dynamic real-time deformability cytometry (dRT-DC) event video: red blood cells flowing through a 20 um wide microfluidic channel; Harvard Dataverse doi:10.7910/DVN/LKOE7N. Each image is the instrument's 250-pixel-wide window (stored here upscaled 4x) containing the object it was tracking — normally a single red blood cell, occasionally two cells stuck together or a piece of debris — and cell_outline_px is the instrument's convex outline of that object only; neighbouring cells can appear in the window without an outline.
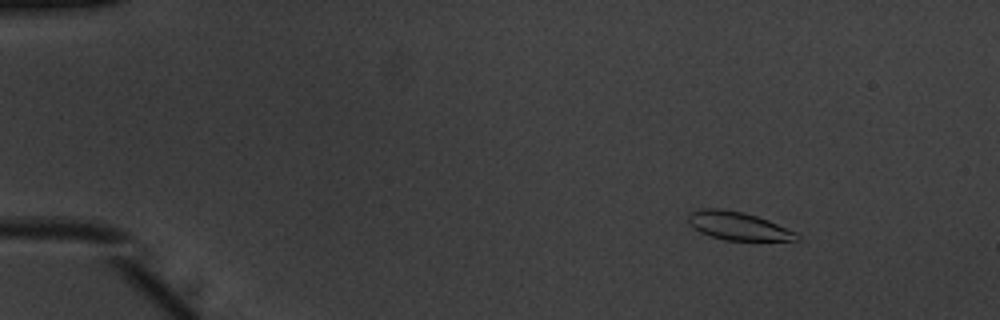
{"species": "common noctule bat (a hibernating species)", "species_latin": "Nyctalus noctula", "temperature_condition": "warm", "stored_images_in_passage": 47, "camera_frame_rate_fps": 3000, "um_per_image_px": 0.085, "animal": {"sex": "male", "body_mass_g": 20.1, "forearm_length_mm": 53.5}, "frame": {"image": 1, "passage_image": 2, "time_ms": 0.333, "image_size_px": [1000, 320], "cell_outline_px": [[800, 240], [724, 240], [700, 232], [692, 228], [688, 224], [688, 212], [700, 208], [720, 208], [744, 212], [768, 220], [796, 232], [800, 236]], "centroid_in_image_um": [62.68, 19.19], "position_along_channel_um": 22.3, "area_um2": 17.92}}
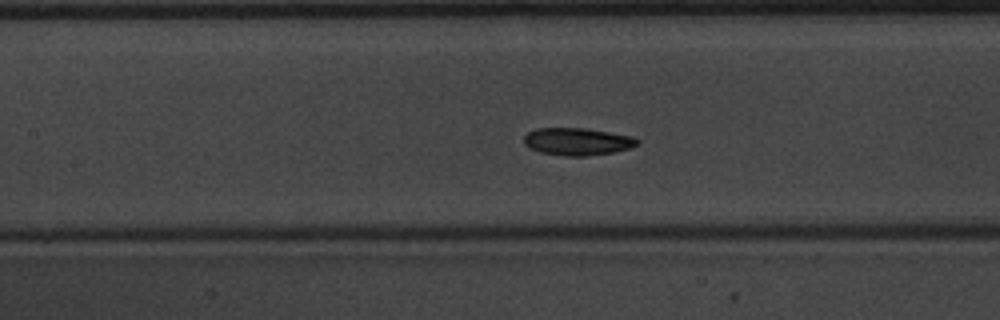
{"frame": {"image": 2, "passage_image": 20, "time_ms": 6.333, "image_size_px": [1000, 320], "cell_outline_px": [[640, 144], [632, 148], [612, 152], [584, 156], [564, 156], [540, 152], [528, 148], [524, 144], [524, 136], [528, 132], [536, 128], [584, 128], [632, 136], [640, 140]], "centroid_in_image_um": [49.07, 12.03], "position_along_channel_um": 158.3, "area_um2": 18.21}}
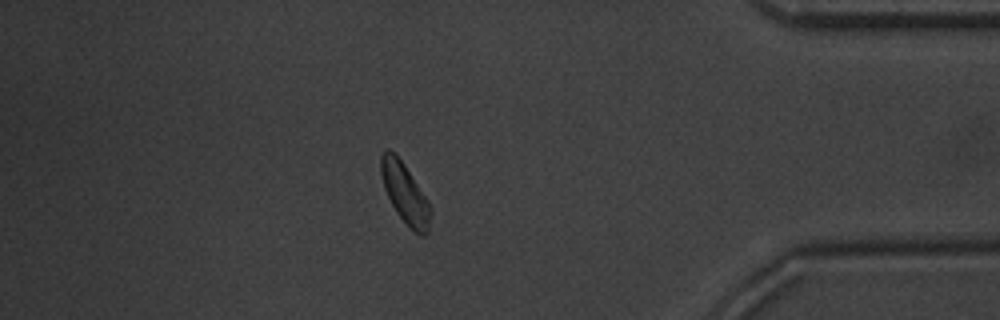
{"frame": {"image": 3, "passage_image": 41, "time_ms": 13.333, "image_size_px": [1000, 320], "cell_outline_px": [[432, 212], [428, 232], [424, 236], [420, 236], [396, 212], [384, 188], [380, 172], [380, 156], [384, 148], [388, 148], [404, 164], [428, 200]], "centroid_in_image_um": [34.42, 16.41], "position_along_channel_um": 400.8, "area_um2": 17.17}, "authors_computed_cell_mechanics": {"area_um2": 17.918, "velocity_mm_per_s": 3.9206, "shape_relaxation_time_tau1_ms": null, "shape_relaxation_time_tau2_ms": 4.5042, "deformation_change_tau1": null, "deformation_change_tau2": 0.0915}}